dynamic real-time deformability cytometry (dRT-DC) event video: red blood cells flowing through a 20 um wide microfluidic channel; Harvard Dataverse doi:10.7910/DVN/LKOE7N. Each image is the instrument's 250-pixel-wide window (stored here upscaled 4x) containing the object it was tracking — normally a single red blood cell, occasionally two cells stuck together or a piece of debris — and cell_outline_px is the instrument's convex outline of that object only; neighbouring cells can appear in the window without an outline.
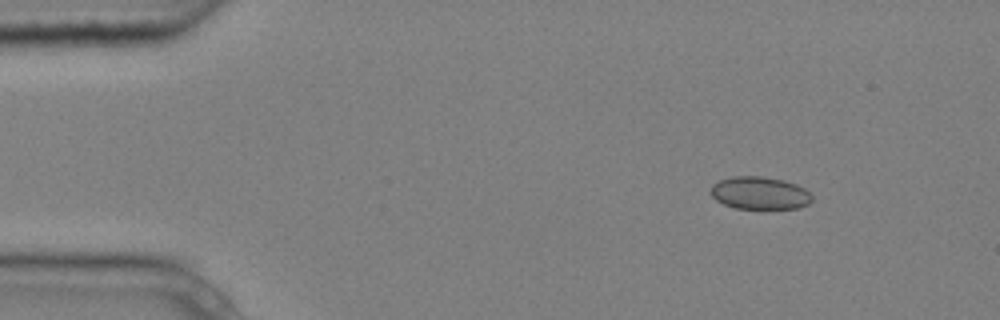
{"species": "common noctule bat (a hibernating species)", "species_latin": "Nyctalus noctula", "temperature_condition": "cold", "stored_images_in_passage": 5, "camera_frame_rate_fps": 3000, "um_per_image_px": 0.085, "animal": {"sex": "male", "body_mass_g": 20.4}, "frame": {"image": 1, "passage_image": 1, "time_ms": 0.0, "image_size_px": [1000, 320], "cell_outline_px": [[812, 200], [808, 204], [796, 208], [736, 208], [724, 204], [716, 200], [708, 192], [712, 184], [720, 180], [732, 176], [764, 176], [784, 180], [796, 184], [804, 188], [812, 196]], "centroid_in_image_um": [64.54, 16.39], "position_along_channel_um": 20.5, "area_um2": 19.31}}
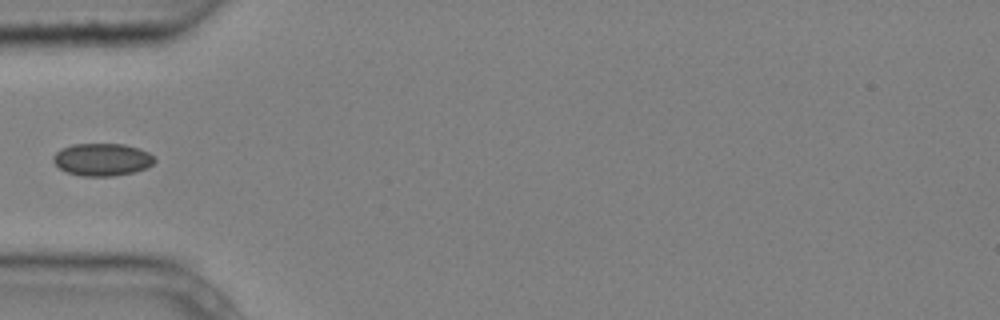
{"frame": {"image": 2, "passage_image": 4, "time_ms": 1.0, "image_size_px": [1000, 320], "cell_outline_px": [[156, 160], [152, 164], [144, 168], [132, 172], [112, 176], [80, 176], [64, 172], [52, 160], [52, 156], [60, 148], [72, 144], [124, 144], [140, 148], [148, 152]], "centroid_in_image_um": [8.64, 13.55], "position_along_channel_um": 76.4, "area_um2": 19.25}}
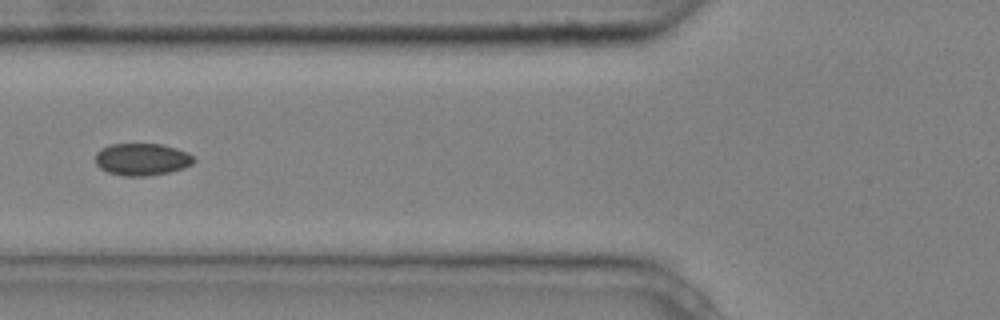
{"frame": {"image": 3, "passage_image": 5, "time_ms": 1.333, "image_size_px": [1000, 320], "cell_outline_px": [[196, 160], [192, 164], [184, 168], [168, 172], [148, 176], [124, 176], [108, 172], [100, 168], [96, 164], [96, 152], [100, 148], [108, 144], [160, 144], [176, 148], [188, 152]], "centroid_in_image_um": [12.06, 13.54], "position_along_channel_um": 113.7, "area_um2": 18.55}}